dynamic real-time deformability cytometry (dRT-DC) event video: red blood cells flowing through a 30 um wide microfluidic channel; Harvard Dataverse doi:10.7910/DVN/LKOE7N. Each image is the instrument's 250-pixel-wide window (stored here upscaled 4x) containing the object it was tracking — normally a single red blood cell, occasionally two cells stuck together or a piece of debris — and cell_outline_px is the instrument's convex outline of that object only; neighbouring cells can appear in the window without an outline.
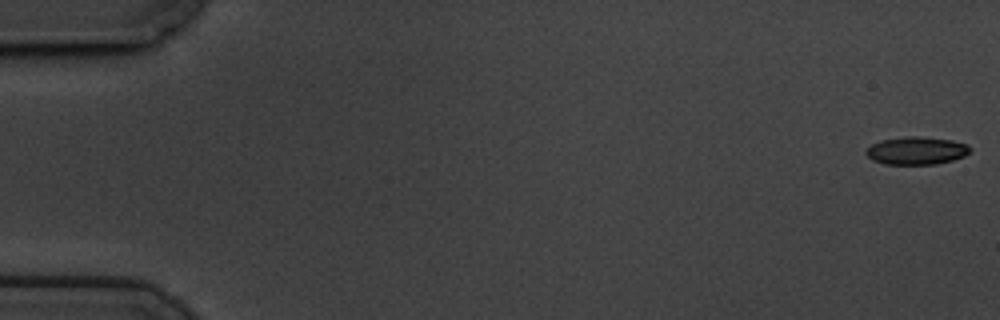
{"species": "common noctule bat (a hibernating species)", "species_latin": "Nyctalus noctula", "temperature_condition": "cold", "stored_images_in_passage": 59, "camera_frame_rate_fps": 3000, "um_per_image_px": 0.085, "animal": {"sex": "male", "body_mass_g": 19.5, "forearm_length_mm": 54.6}, "frame": {"image": 1, "passage_image": 1, "time_ms": 0.0, "image_size_px": [1000, 320], "cell_outline_px": [[972, 148], [964, 156], [952, 160], [936, 164], [884, 164], [872, 160], [864, 152], [872, 144], [880, 140], [904, 136], [920, 136], [952, 140], [968, 144]], "centroid_in_image_um": [77.89, 12.79], "position_along_channel_um": 7.1, "area_um2": 16.94}}
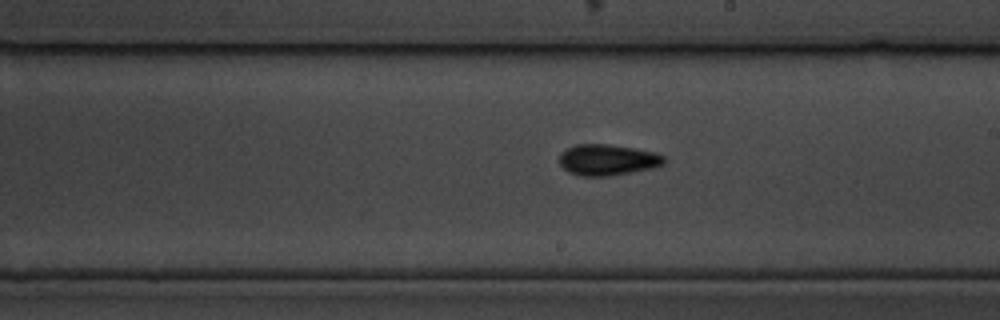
{"frame": {"image": 2, "passage_image": 34, "time_ms": 11.0, "image_size_px": [1000, 320], "cell_outline_px": [[664, 164], [652, 168], [632, 172], [608, 176], [580, 176], [568, 172], [560, 164], [560, 152], [576, 144], [608, 144], [636, 148], [656, 152], [664, 156]], "centroid_in_image_um": [51.64, 13.58], "position_along_channel_um": 237.4, "area_um2": 19.02}}
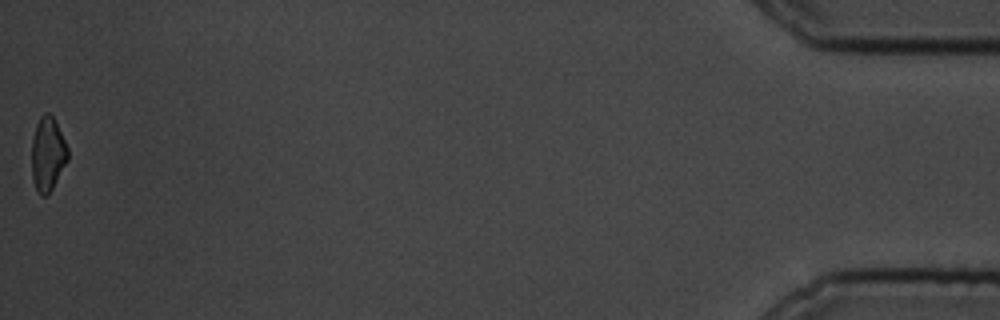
{"frame": {"image": 3, "passage_image": 59, "time_ms": 19.333, "image_size_px": [1000, 320], "cell_outline_px": [[68, 160], [52, 188], [44, 196], [40, 196], [36, 188], [32, 176], [32, 140], [36, 124], [40, 116], [44, 112], [48, 112], [56, 120], [68, 148]], "centroid_in_image_um": [4.06, 13.05], "position_along_channel_um": 431.1, "area_um2": 15.55}, "authors_computed_cell_mechanics": {"area_um2": 17.5134, "velocity_mm_per_s": 3.4427, "shape_relaxation_time_tau1_ms": 2.9222, "shape_relaxation_time_tau2_ms": 4.9036, "deformation_change_tau1": 0.0747, "deformation_change_tau2": 0.1067}}